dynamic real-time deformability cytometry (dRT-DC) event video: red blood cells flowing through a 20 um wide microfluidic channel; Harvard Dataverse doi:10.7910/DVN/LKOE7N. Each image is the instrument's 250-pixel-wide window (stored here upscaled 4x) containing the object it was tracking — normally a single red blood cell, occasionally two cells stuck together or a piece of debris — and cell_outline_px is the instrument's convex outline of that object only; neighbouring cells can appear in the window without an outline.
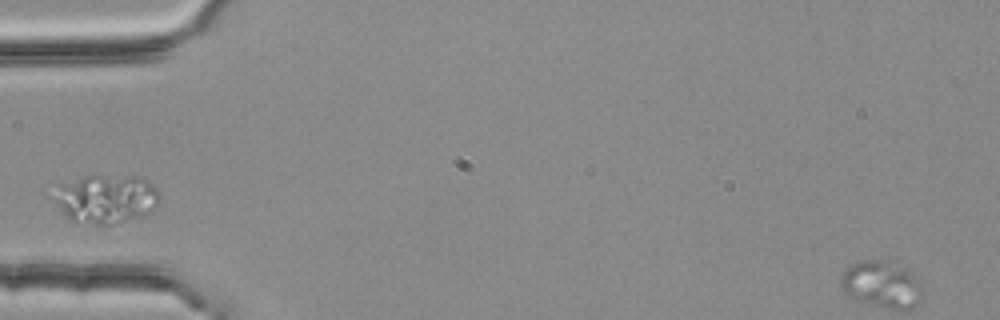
{"species": "common noctule bat (a hibernating species)", "species_latin": "Nyctalus noctula", "temperature_condition": "room temperature", "stored_images_in_passage": 1, "camera_frame_rate_fps": 3000, "um_per_image_px": 0.085, "animal": {"sex": "female", "body_mass_g": 25.1}, "frame": {"image": 1, "passage_image": 1, "time_ms": 0.0, "image_size_px": [1000, 320], "cell_outline_px": [[160, 204], [156, 208], [140, 216], [116, 224], [92, 224], [68, 220], [40, 192], [60, 184], [84, 176], [136, 176], [148, 180], [156, 188], [160, 196]], "centroid_in_image_um": [8.83, 16.9], "position_along_channel_um": 76.2, "area_um2": 31.5}}